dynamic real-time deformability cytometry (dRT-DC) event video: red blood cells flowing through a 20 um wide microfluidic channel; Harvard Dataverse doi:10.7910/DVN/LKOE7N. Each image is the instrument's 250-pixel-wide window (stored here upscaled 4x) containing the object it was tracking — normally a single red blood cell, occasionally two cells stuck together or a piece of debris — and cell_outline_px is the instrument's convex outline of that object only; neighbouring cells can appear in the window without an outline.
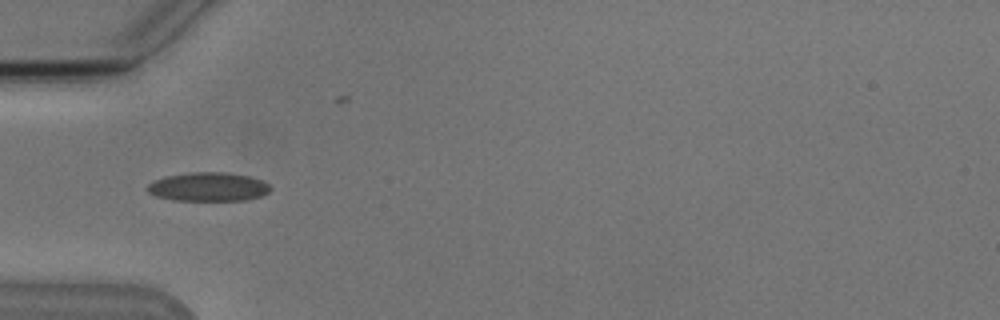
{"species": "Egyptian fruit bat (a non-hibernating species)", "species_latin": "Rousettus aegyptiacus", "temperature_condition": "cold", "stored_images_in_passage": 6, "camera_frame_rate_fps": 3000, "um_per_image_px": 0.085, "animal": {"sex": "male"}, "frame": {"image": 1, "passage_image": 2, "time_ms": 1.333, "image_size_px": [1000, 320], "cell_outline_px": [[272, 188], [268, 192], [260, 196], [244, 200], [172, 200], [156, 196], [148, 192], [148, 184], [164, 176], [192, 172], [224, 172], [248, 176], [260, 180], [268, 184]], "centroid_in_image_um": [17.69, 15.88], "position_along_channel_um": 67.3, "area_um2": 20.46}}
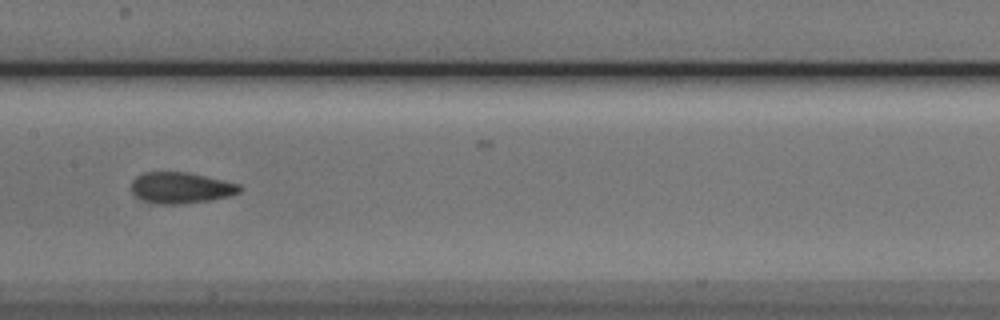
{"frame": {"image": 2, "passage_image": 5, "time_ms": 4.667, "image_size_px": [1000, 320], "cell_outline_px": [[244, 188], [240, 192], [232, 196], [212, 200], [176, 204], [156, 204], [144, 200], [136, 196], [128, 188], [132, 180], [136, 176], [144, 172], [188, 172], [224, 180], [240, 184]], "centroid_in_image_um": [15.38, 15.96], "position_along_channel_um": 192.0, "area_um2": 20.0}}
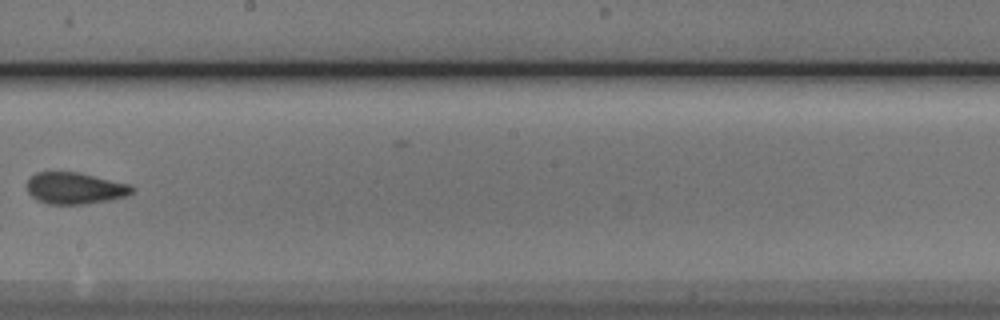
{"frame": {"image": 3, "passage_image": 6, "time_ms": 6.0, "image_size_px": [1000, 320], "cell_outline_px": [[136, 188], [128, 196], [112, 200], [84, 204], [48, 204], [36, 200], [28, 192], [28, 180], [36, 172], [80, 172], [132, 184]], "centroid_in_image_um": [6.44, 16.0], "position_along_channel_um": 241.8, "area_um2": 19.65}}